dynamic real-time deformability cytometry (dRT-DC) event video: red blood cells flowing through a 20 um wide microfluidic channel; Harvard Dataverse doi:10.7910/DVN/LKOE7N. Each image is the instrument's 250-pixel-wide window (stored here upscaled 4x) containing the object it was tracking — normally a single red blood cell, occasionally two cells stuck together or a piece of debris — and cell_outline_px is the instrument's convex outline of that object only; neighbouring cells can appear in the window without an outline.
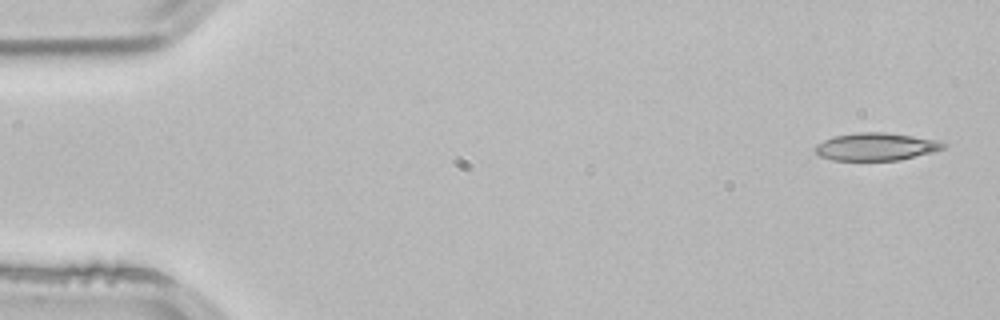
{"species": "common noctule bat (a hibernating species)", "species_latin": "Nyctalus noctula", "temperature_condition": "room temperature", "stored_images_in_passage": 4, "camera_frame_rate_fps": 3000, "um_per_image_px": 0.085, "animal": {"sex": "male", "body_mass_g": 21.5, "forearm_length_mm": 52.0}, "frame": {"image": 1, "passage_image": 1, "time_ms": 0.0, "image_size_px": [1000, 320], "cell_outline_px": [[948, 144], [944, 148], [932, 152], [900, 160], [832, 160], [820, 156], [812, 148], [816, 144], [832, 136], [856, 132], [884, 132], [912, 136], [936, 140]], "centroid_in_image_um": [74.42, 12.46], "position_along_channel_um": 10.6, "area_um2": 20.69}}